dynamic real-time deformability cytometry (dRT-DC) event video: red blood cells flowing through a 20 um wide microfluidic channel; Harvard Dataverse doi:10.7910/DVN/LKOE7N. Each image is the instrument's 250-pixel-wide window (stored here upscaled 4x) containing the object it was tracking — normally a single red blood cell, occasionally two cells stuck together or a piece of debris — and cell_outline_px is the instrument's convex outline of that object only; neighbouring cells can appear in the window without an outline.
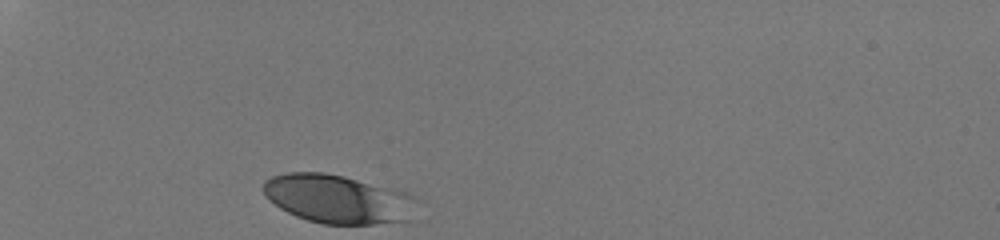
{"species": "human", "species_latin": "Homo sapiens", "temperature_condition": "room temperature", "stored_images_in_passage": 28, "camera_frame_rate_fps": 3000, "um_per_image_px": 0.085, "donor": {"sex": "male"}, "frame": {"image": 1, "passage_image": 1, "time_ms": 0.0, "image_size_px": [1000, 240], "cell_outline_px": [[408, 220], [372, 224], [324, 224], [308, 220], [296, 216], [280, 208], [264, 192], [264, 180], [272, 176], [288, 172], [324, 172], [344, 176], [380, 188]], "centroid_in_image_um": [28.14, 16.91], "position_along_channel_um": 56.9, "area_um2": 38.73}}
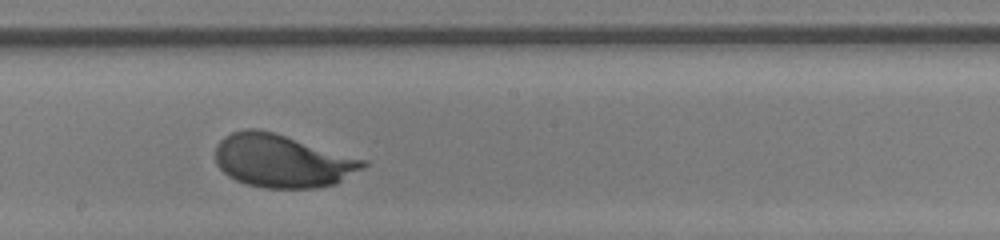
{"frame": {"image": 2, "passage_image": 16, "time_ms": 5.0, "image_size_px": [1000, 240], "cell_outline_px": [[368, 164], [336, 184], [316, 188], [264, 188], [248, 184], [236, 180], [228, 176], [216, 164], [216, 144], [224, 136], [232, 132], [244, 128], [256, 128], [272, 132], [368, 160]], "centroid_in_image_um": [23.97, 13.67], "position_along_channel_um": 224.2, "area_um2": 45.55}}
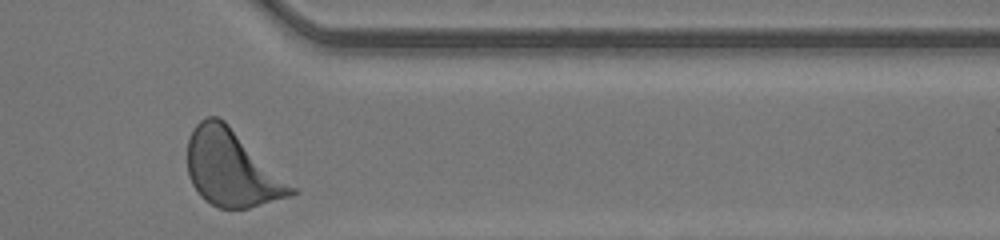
{"frame": {"image": 3, "passage_image": 28, "time_ms": 9.0, "image_size_px": [1000, 240], "cell_outline_px": [[296, 192], [292, 196], [248, 208], [220, 208], [204, 200], [200, 196], [192, 184], [188, 176], [188, 136], [192, 128], [200, 120], [208, 116], [216, 116], [224, 120], [296, 188]], "centroid_in_image_um": [19.67, 14.3], "position_along_channel_um": 391.7, "area_um2": 45.95}, "authors_computed_cell_mechanics": {"area_um2": 44.1014, "velocity_mm_per_s": 4.2168, "shape_relaxation_time_tau1_ms": 1.7317, "shape_relaxation_time_tau2_ms": null, "deformation_change_tau1": 0.123, "deformation_change_tau2": null}}